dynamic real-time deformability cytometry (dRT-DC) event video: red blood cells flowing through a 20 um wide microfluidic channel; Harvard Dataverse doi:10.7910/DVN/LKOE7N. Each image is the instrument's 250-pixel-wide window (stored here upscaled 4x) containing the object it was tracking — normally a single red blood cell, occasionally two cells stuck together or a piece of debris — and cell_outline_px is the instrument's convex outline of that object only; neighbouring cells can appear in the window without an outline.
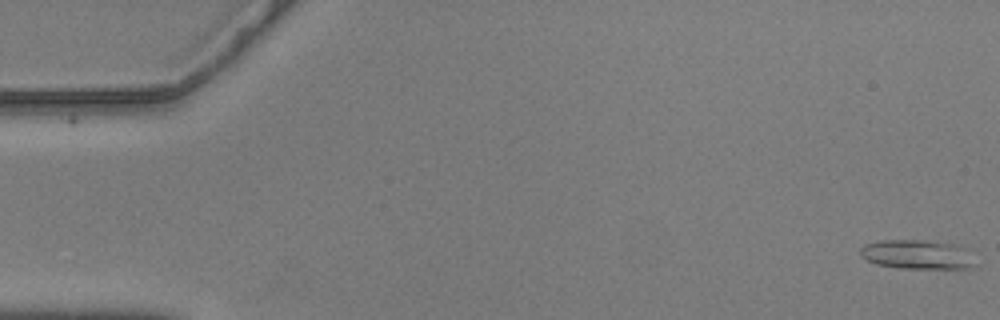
{"species": "common noctule bat (a hibernating species)", "species_latin": "Nyctalus noctula", "temperature_condition": "warm", "stored_images_in_passage": 58, "camera_frame_rate_fps": 3000, "um_per_image_px": 0.085, "animal": {"sex": "male", "body_mass_g": 20.5, "forearm_length_mm": 52.5}, "frame": {"image": 1, "passage_image": 1, "time_ms": 0.0, "image_size_px": [1000, 320], "cell_outline_px": [[976, 264], [968, 268], [896, 268], [876, 264], [860, 256], [860, 248], [864, 244], [880, 240], [924, 240], [956, 244], [964, 248]], "centroid_in_image_um": [77.91, 21.62], "position_along_channel_um": 7.1, "area_um2": 19.54}}
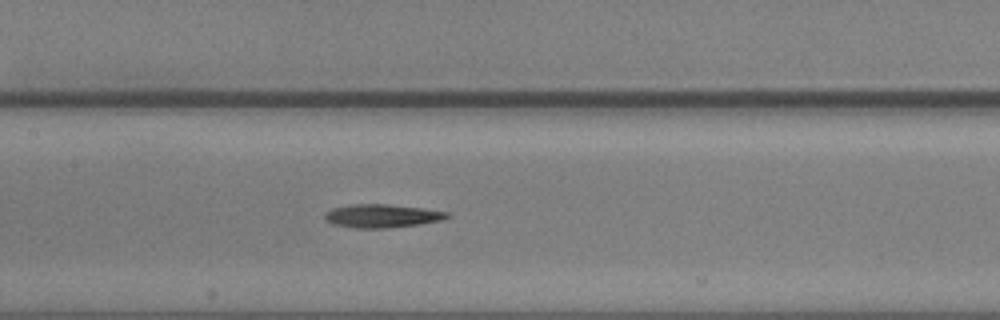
{"frame": {"image": 2, "passage_image": 27, "time_ms": 8.667, "image_size_px": [1000, 320], "cell_outline_px": [[452, 216], [444, 220], [420, 224], [388, 228], [356, 228], [332, 224], [324, 220], [324, 212], [332, 208], [348, 204], [388, 204], [424, 208], [448, 212]], "centroid_in_image_um": [32.46, 18.35], "position_along_channel_um": 174.9, "area_um2": 16.99}}
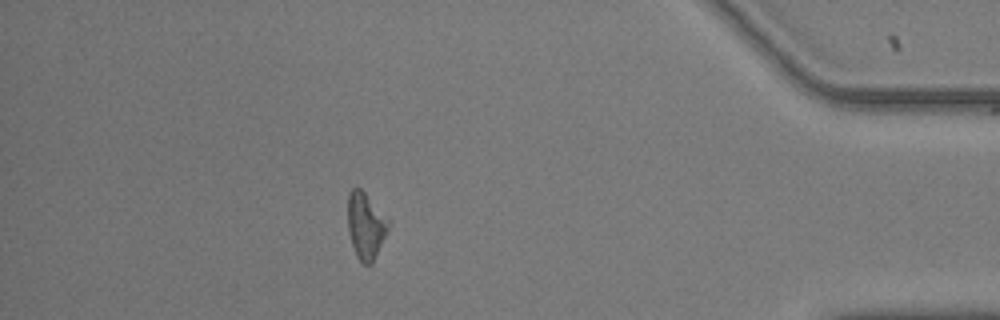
{"frame": {"image": 3, "passage_image": 50, "time_ms": 16.333, "image_size_px": [1000, 320], "cell_outline_px": [[388, 228], [372, 264], [364, 264], [356, 256], [348, 232], [348, 192], [352, 188], [360, 188], [388, 216]], "centroid_in_image_um": [31.07, 19.16], "position_along_channel_um": 404.1, "area_um2": 15.61}, "authors_computed_cell_mechanics": {"area_um2": 16.6464, "velocity_mm_per_s": 3.5786, "shape_relaxation_time_tau1_ms": 10.4185, "shape_relaxation_time_tau2_ms": null, "deformation_change_tau1": 0.1956, "deformation_change_tau2": null}}